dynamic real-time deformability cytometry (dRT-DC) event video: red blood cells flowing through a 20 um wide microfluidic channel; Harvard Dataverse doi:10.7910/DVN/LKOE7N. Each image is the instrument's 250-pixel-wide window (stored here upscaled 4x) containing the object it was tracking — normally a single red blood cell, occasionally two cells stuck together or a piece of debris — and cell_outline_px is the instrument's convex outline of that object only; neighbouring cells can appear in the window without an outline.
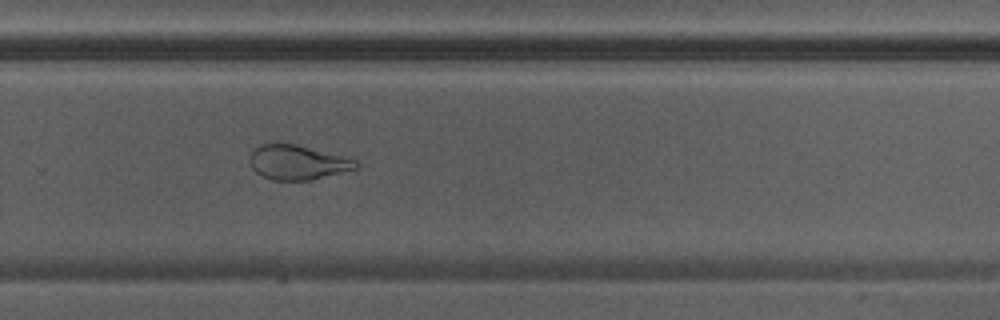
{"species": "Egyptian fruit bat (a non-hibernating species)", "species_latin": "Rousettus aegyptiacus", "temperature_condition": "warm", "stored_images_in_passage": 32, "camera_frame_rate_fps": 3000, "um_per_image_px": 0.085, "animal": {"sex": "male"}, "frame": {"image": 1, "passage_image": 19, "time_ms": 6.0, "image_size_px": [1000, 320], "cell_outline_px": [[360, 164], [356, 168], [308, 180], [272, 180], [260, 176], [252, 168], [248, 160], [252, 152], [260, 144], [296, 144], [356, 160]], "centroid_in_image_um": [25.23, 13.81], "position_along_channel_um": 304.6, "area_um2": 20.98}}
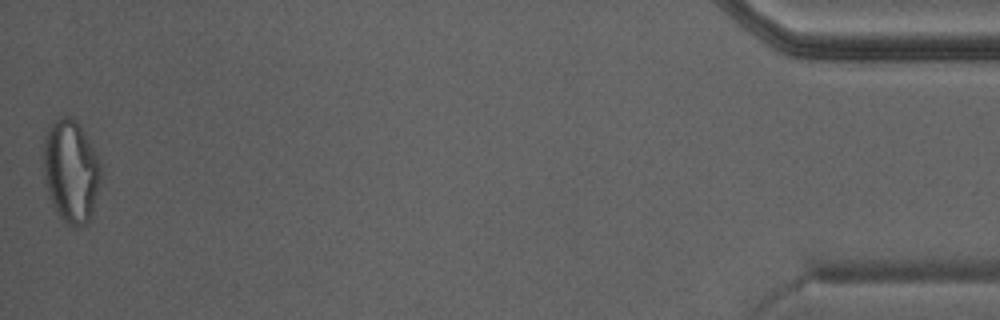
{"frame": {"image": 2, "passage_image": 32, "time_ms": 10.333, "image_size_px": [1000, 320], "cell_outline_px": [[100, 176], [92, 212], [88, 224], [76, 228], [72, 228], [64, 224], [56, 212], [48, 196], [44, 184], [40, 156], [44, 136], [48, 128], [64, 112], [72, 116], [76, 120], [92, 148], [96, 156], [100, 168]], "centroid_in_image_um": [5.93, 14.56], "position_along_channel_um": 429.3, "area_um2": 35.08}}